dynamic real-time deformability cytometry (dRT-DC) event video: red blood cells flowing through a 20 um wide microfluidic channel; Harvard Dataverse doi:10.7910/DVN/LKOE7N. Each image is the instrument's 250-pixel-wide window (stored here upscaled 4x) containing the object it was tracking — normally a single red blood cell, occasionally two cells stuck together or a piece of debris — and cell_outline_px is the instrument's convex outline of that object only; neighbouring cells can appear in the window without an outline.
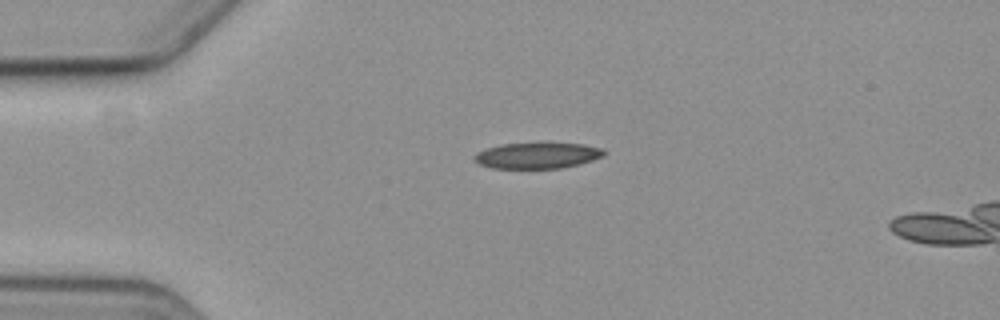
{"species": "common noctule bat (a hibernating species)", "species_latin": "Nyctalus noctula", "temperature_condition": "cold", "stored_images_in_passage": 3, "camera_frame_rate_fps": 3000, "um_per_image_px": 0.085, "animal": {"sex": "female", "body_mass_g": 19.3, "forearm_length_mm": 54.1}, "frame": {"image": 1, "passage_image": 1, "time_ms": 0.0, "image_size_px": [1000, 320], "cell_outline_px": [[608, 152], [604, 156], [580, 164], [560, 168], [492, 168], [480, 164], [472, 160], [472, 156], [476, 152], [484, 148], [500, 144], [544, 140], [584, 144], [604, 148]], "centroid_in_image_um": [45.69, 13.16], "position_along_channel_um": 39.3, "area_um2": 20.87}}